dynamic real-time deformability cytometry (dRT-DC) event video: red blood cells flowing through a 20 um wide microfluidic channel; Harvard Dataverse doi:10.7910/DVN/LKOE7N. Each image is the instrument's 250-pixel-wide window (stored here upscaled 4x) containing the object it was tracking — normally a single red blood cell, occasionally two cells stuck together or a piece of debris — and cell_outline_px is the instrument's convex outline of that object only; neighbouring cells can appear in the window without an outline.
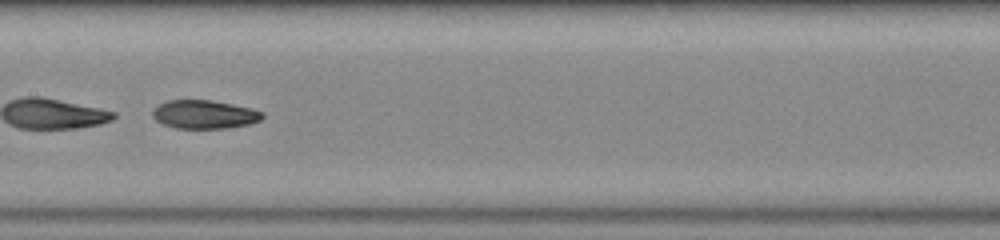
{"species": "common noctule bat (a hibernating species)", "species_latin": "Nyctalus noctula", "temperature_condition": "warm", "stored_images_in_passage": 30, "camera_frame_rate_fps": 3000, "um_per_image_px": 0.085, "animal": {"sex": "female", "body_mass_g": 23.0, "forearm_length_mm": 53.4}, "frame": {"image": 1, "passage_image": 27, "time_ms": 8.667, "image_size_px": [1000, 240], "cell_outline_px": [[264, 116], [260, 120], [248, 124], [228, 128], [176, 128], [164, 124], [156, 120], [152, 116], [152, 112], [160, 104], [168, 100], [212, 100], [252, 108], [264, 112]], "centroid_in_image_um": [17.4, 9.72], "position_along_channel_um": 190.0, "area_um2": 18.15}}